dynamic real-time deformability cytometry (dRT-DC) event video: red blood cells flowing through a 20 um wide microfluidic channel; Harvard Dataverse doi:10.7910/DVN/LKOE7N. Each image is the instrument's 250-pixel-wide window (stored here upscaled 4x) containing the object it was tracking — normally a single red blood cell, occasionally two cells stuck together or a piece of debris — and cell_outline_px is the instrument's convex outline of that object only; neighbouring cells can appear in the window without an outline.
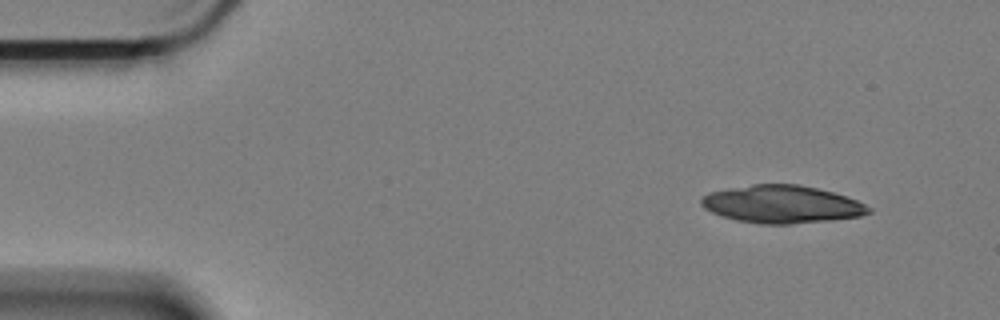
{"species": "Egyptian fruit bat (a non-hibernating species)", "species_latin": "Rousettus aegyptiacus", "temperature_condition": "cold", "stored_images_in_passage": 19, "camera_frame_rate_fps": 3000, "um_per_image_px": 0.085, "animal": {"sex": "female"}, "frame": {"image": 1, "passage_image": 1, "time_ms": 0.0, "image_size_px": [1000, 320], "cell_outline_px": [[872, 212], [860, 216], [832, 220], [788, 224], [760, 224], [736, 220], [712, 212], [704, 208], [700, 204], [700, 200], [704, 196], [712, 192], [752, 184], [796, 184], [816, 188], [832, 192], [856, 200], [872, 208]], "centroid_in_image_um": [66.48, 17.37], "position_along_channel_um": 18.5, "area_um2": 36.41}}